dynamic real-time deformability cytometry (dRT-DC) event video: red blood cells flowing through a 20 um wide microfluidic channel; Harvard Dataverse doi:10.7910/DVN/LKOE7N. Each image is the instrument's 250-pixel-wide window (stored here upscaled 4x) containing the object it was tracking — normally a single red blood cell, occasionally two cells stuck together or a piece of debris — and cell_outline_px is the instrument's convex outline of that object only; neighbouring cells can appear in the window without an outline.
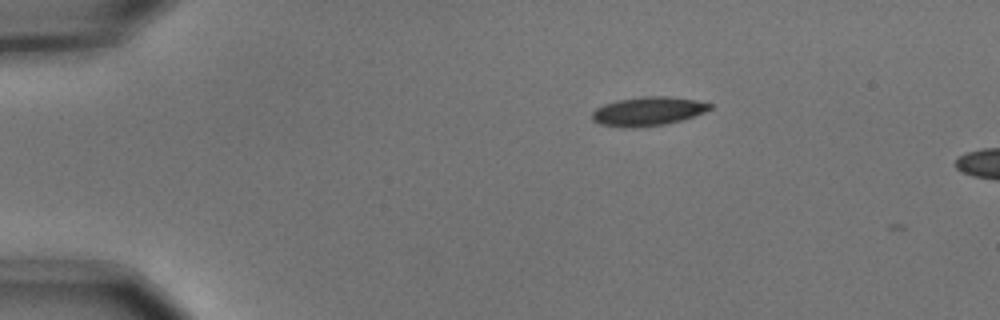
{"species": "common noctule bat (a hibernating species)", "species_latin": "Nyctalus noctula", "temperature_condition": "cold", "stored_images_in_passage": 3, "segment_of_instrument_passage": [1, 2], "camera_frame_rate_fps": 3000, "um_per_image_px": 0.085, "animal": {"sex": "male", "body_mass_g": 15.6}, "frame": {"image": 1, "passage_image": 1, "time_ms": 0.0, "image_size_px": [1000, 320], "cell_outline_px": [[712, 108], [704, 112], [680, 120], [664, 124], [624, 128], [600, 124], [592, 120], [592, 112], [596, 108], [604, 104], [616, 100], [644, 96], [668, 96], [696, 100], [712, 104]], "centroid_in_image_um": [55.04, 9.45], "position_along_channel_um": 30.0, "area_um2": 19.65}}